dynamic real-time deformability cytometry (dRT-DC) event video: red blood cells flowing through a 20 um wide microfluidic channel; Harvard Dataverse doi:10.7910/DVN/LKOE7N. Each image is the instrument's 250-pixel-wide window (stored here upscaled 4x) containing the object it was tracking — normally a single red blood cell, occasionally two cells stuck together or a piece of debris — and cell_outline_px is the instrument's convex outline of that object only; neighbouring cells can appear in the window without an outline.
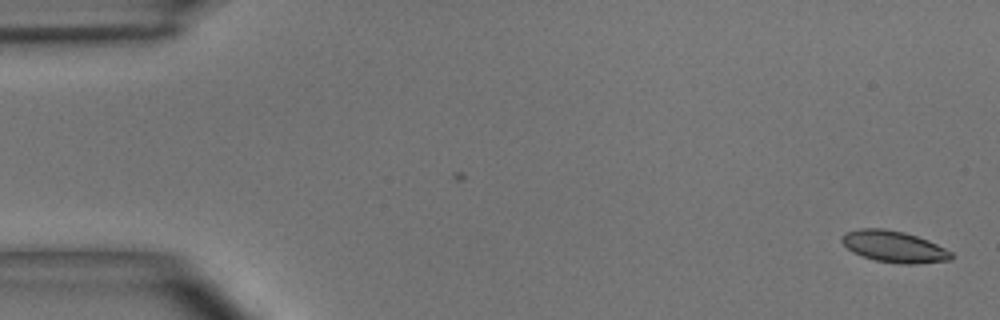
{"species": "common noctule bat (a hibernating species)", "species_latin": "Nyctalus noctula", "temperature_condition": "room temperature", "stored_images_in_passage": 48, "camera_frame_rate_fps": 3000, "um_per_image_px": 0.085, "animal": {"sex": "male", "body_mass_g": 15.6}, "frame": {"image": 1, "passage_image": 1, "time_ms": 0.0, "image_size_px": [1000, 320], "cell_outline_px": [[956, 256], [952, 260], [916, 264], [900, 264], [876, 260], [852, 252], [840, 240], [840, 236], [844, 232], [860, 228], [884, 228], [904, 232], [928, 240], [952, 252]], "centroid_in_image_um": [76.0, 20.96], "position_along_channel_um": 9.0, "area_um2": 20.23}}
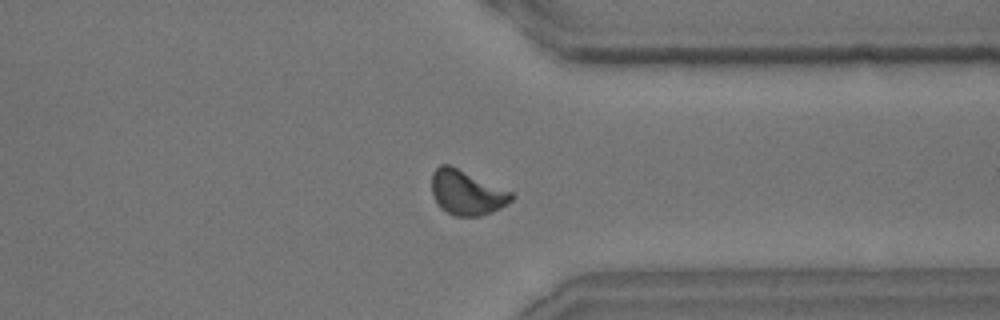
{"frame": {"image": 2, "passage_image": 39, "time_ms": 12.667, "image_size_px": [1000, 320], "cell_outline_px": [[516, 196], [512, 200], [500, 208], [492, 212], [480, 216], [456, 216], [440, 208], [432, 192], [432, 172], [440, 164], [452, 164], [512, 192]], "centroid_in_image_um": [39.68, 16.34], "position_along_channel_um": 371.7, "area_um2": 20.92}}
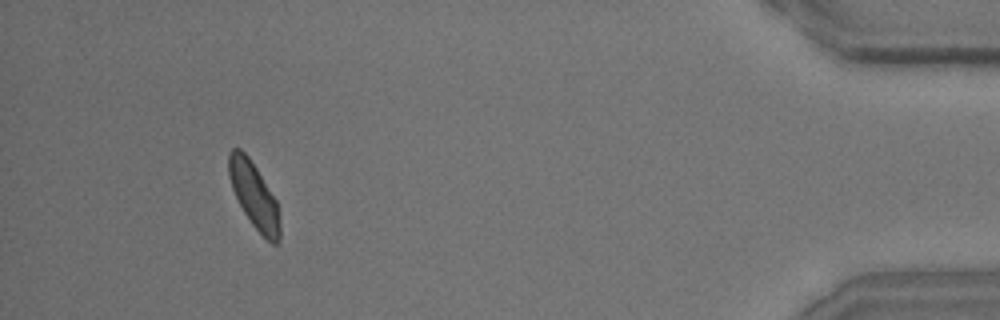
{"frame": {"image": 3, "passage_image": 47, "time_ms": 15.333, "image_size_px": [1000, 320], "cell_outline_px": [[280, 244], [272, 244], [252, 224], [244, 212], [232, 188], [228, 176], [228, 152], [232, 148], [240, 148], [248, 156], [256, 168], [276, 200], [280, 224]], "centroid_in_image_um": [21.58, 16.6], "position_along_channel_um": 413.6, "area_um2": 19.36}}